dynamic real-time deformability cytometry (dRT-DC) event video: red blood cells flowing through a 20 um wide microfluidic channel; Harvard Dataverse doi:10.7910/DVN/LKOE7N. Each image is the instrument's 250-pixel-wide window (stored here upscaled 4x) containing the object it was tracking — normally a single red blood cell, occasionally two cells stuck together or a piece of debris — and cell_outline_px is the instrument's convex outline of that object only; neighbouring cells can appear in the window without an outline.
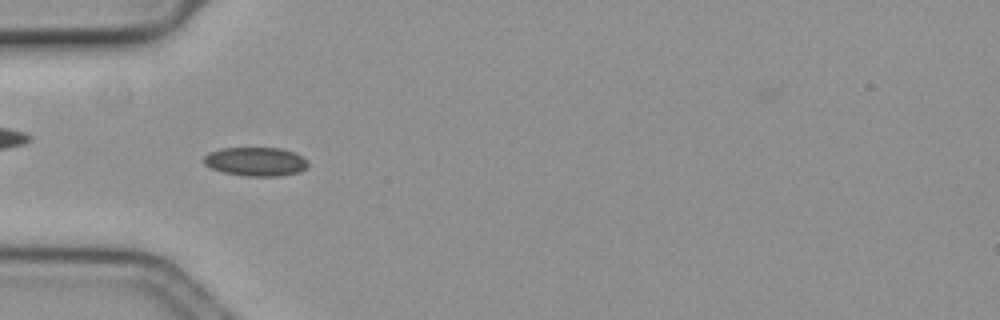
{"species": "common noctule bat (a hibernating species)", "species_latin": "Nyctalus noctula", "temperature_condition": "cold", "stored_images_in_passage": 31, "camera_frame_rate_fps": 3000, "um_per_image_px": 0.085, "animal": {"sex": "female", "body_mass_g": 19.3, "forearm_length_mm": 54.1}, "frame": {"image": 1, "passage_image": 4, "time_ms": 1.0, "image_size_px": [1000, 320], "cell_outline_px": [[308, 164], [300, 172], [280, 176], [244, 176], [224, 172], [212, 168], [204, 164], [204, 156], [208, 152], [220, 148], [280, 148], [296, 152], [308, 160]], "centroid_in_image_um": [21.75, 13.73], "position_along_channel_um": 63.3, "area_um2": 17.63}}
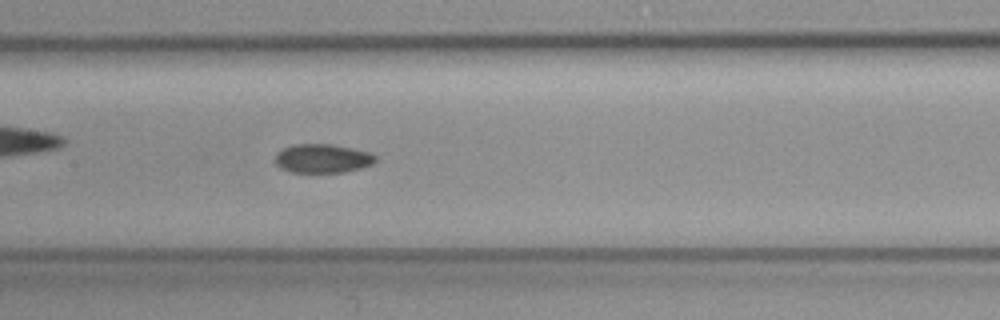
{"frame": {"image": 2, "passage_image": 14, "time_ms": 4.333, "image_size_px": [1000, 320], "cell_outline_px": [[376, 160], [372, 164], [360, 168], [344, 172], [288, 172], [280, 168], [276, 164], [276, 156], [284, 148], [292, 144], [332, 144], [372, 152], [376, 156]], "centroid_in_image_um": [27.44, 13.47], "position_along_channel_um": 180.0, "area_um2": 16.88}}
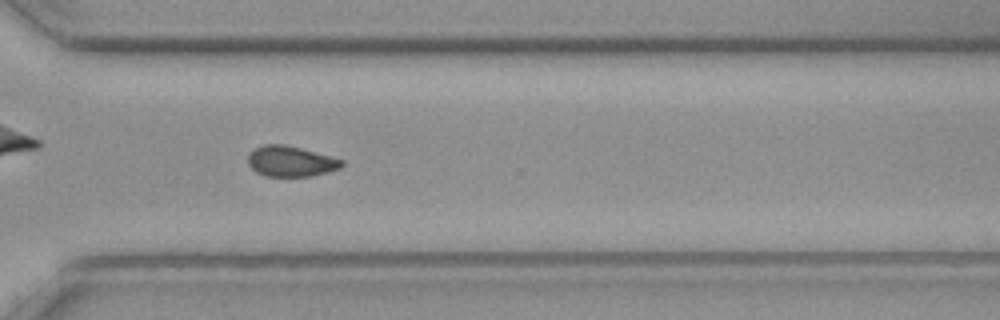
{"frame": {"image": 3, "passage_image": 28, "time_ms": 9.0, "image_size_px": [1000, 320], "cell_outline_px": [[344, 164], [340, 168], [328, 172], [312, 176], [264, 176], [256, 172], [248, 164], [248, 152], [264, 144], [284, 144], [300, 148], [344, 160]], "centroid_in_image_um": [24.7, 13.71], "position_along_channel_um": 345.9, "area_um2": 16.7}, "authors_computed_cell_mechanics": {"area_um2": 17.1666, "velocity_mm_per_s": 3.5608, "shape_relaxation_time_tau1_ms": null, "shape_relaxation_time_tau2_ms": 4.2132, "deformation_change_tau1": null, "deformation_change_tau2": 0.0718}}